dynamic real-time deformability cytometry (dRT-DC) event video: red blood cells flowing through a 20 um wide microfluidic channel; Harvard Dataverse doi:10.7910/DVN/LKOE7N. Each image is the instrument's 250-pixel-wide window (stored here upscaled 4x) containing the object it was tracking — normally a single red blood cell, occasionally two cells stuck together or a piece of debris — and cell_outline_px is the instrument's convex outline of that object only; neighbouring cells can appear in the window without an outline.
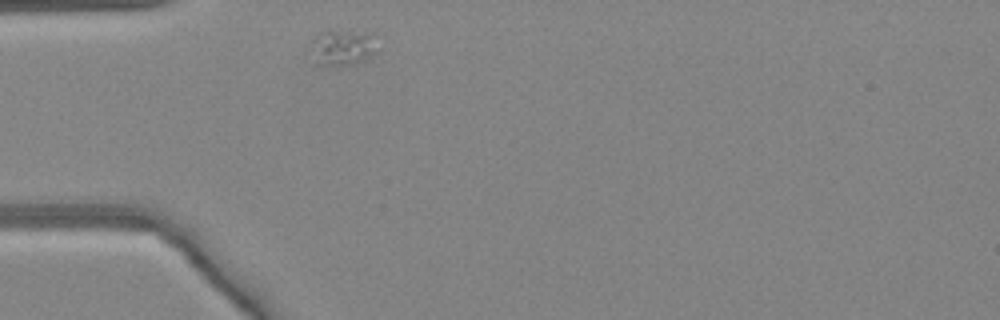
{"species": "common noctule bat (a hibernating species)", "species_latin": "Nyctalus noctula", "temperature_condition": "warm", "stored_images_in_passage": 9, "camera_frame_rate_fps": 3000, "um_per_image_px": 0.085, "animal": {"sex": "female", "body_mass_g": 24.6, "forearm_length_mm": 56.2}, "frame": {"image": 1, "passage_image": 1, "time_ms": 0.0, "image_size_px": [1000, 320], "cell_outline_px": [[376, 52], [352, 64], [316, 64], [312, 44], [312, 40], [316, 36], [324, 32], [372, 32]], "centroid_in_image_um": [29.13, 4.02], "position_along_channel_um": 55.9, "area_um2": 12.89}}